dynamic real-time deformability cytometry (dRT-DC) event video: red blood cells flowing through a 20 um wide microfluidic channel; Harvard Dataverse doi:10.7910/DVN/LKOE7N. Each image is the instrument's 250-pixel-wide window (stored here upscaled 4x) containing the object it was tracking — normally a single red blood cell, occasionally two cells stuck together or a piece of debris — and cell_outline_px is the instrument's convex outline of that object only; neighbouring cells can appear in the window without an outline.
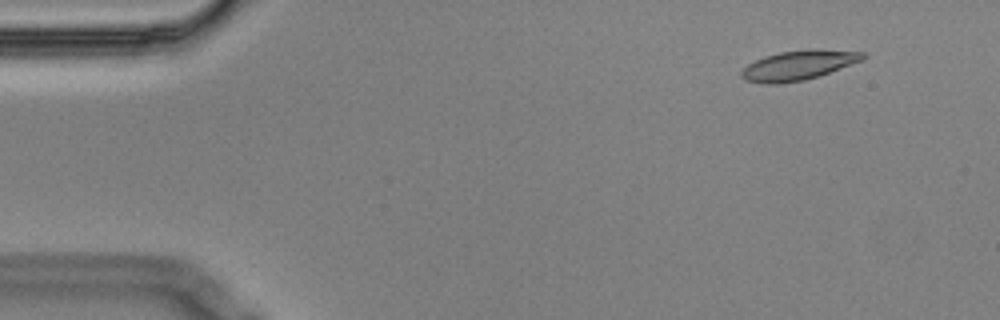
{"species": "Egyptian fruit bat (a non-hibernating species)", "species_latin": "Rousettus aegyptiacus", "temperature_condition": "cold", "stored_images_in_passage": 5, "camera_frame_rate_fps": 3000, "um_per_image_px": 0.085, "animal": {"sex": "male"}, "frame": {"image": 1, "passage_image": 2, "time_ms": 0.333, "image_size_px": [1000, 320], "cell_outline_px": [[868, 56], [864, 60], [804, 80], [776, 84], [764, 84], [744, 80], [740, 76], [740, 72], [748, 64], [764, 56], [780, 52], [812, 48], [820, 48], [864, 52]], "centroid_in_image_um": [67.88, 5.53], "position_along_channel_um": 17.1, "area_um2": 21.1}}
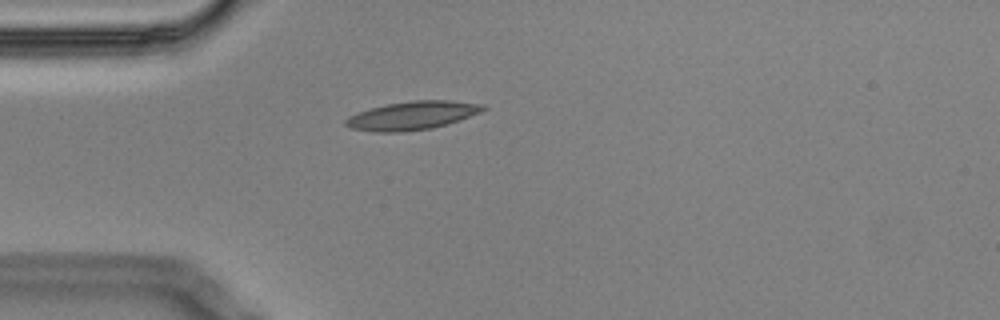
{"frame": {"image": 2, "passage_image": 5, "time_ms": 1.333, "image_size_px": [1000, 320], "cell_outline_px": [[488, 108], [480, 112], [460, 120], [448, 124], [432, 128], [400, 132], [376, 132], [352, 128], [344, 124], [344, 120], [348, 116], [372, 108], [388, 104], [412, 100], [448, 100], [484, 104]], "centroid_in_image_um": [35.07, 9.82], "position_along_channel_um": 49.9, "area_um2": 22.66}}